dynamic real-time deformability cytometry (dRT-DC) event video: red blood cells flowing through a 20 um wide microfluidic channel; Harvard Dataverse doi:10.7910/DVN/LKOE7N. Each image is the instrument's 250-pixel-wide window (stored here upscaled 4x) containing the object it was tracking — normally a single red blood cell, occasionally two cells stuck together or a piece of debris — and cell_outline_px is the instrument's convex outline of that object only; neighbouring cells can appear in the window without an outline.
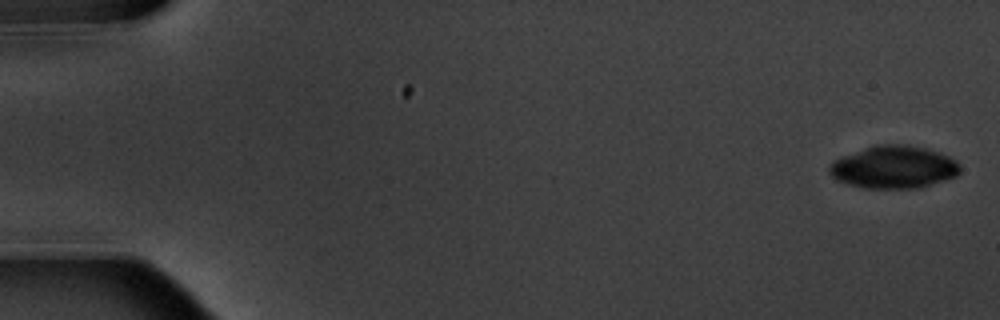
{"species": "common noctule bat (a hibernating species)", "species_latin": "Nyctalus noctula", "temperature_condition": "warm", "stored_images_in_passage": 5, "camera_frame_rate_fps": 3000, "um_per_image_px": 0.085, "animal": {"sex": "male", "body_mass_g": 20.1, "forearm_length_mm": 53.5}, "frame": {"image": 1, "passage_image": 1, "time_ms": 0.0, "image_size_px": [1000, 320], "cell_outline_px": [[960, 172], [956, 176], [920, 188], [864, 188], [848, 184], [836, 180], [828, 172], [828, 168], [832, 160], [876, 144], [908, 144], [940, 152], [956, 160], [960, 164]], "centroid_in_image_um": [75.97, 14.2], "position_along_channel_um": 9.0, "area_um2": 32.6}}